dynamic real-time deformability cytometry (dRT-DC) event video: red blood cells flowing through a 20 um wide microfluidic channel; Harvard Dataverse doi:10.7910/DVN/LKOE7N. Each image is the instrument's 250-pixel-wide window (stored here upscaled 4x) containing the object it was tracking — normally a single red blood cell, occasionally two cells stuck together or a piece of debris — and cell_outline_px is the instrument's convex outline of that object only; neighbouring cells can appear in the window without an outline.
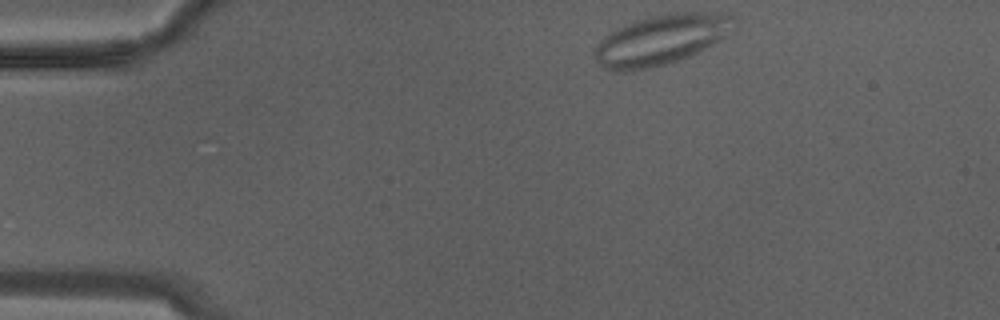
{"species": "Egyptian fruit bat (a non-hibernating species)", "species_latin": "Rousettus aegyptiacus", "temperature_condition": "warm", "stored_images_in_passage": 26, "camera_frame_rate_fps": 3000, "um_per_image_px": 0.085, "animal": {"sex": "male"}, "frame": {"image": 1, "passage_image": 1, "time_ms": 0.0, "image_size_px": [1000, 320], "cell_outline_px": [[736, 28], [728, 36], [688, 56], [664, 64], [632, 72], [616, 72], [604, 68], [596, 60], [596, 44], [604, 36], [616, 28], [636, 20], [648, 16], [676, 12], [700, 12], [732, 16]], "centroid_in_image_um": [56.17, 3.38], "position_along_channel_um": 28.8, "area_um2": 40.46}}
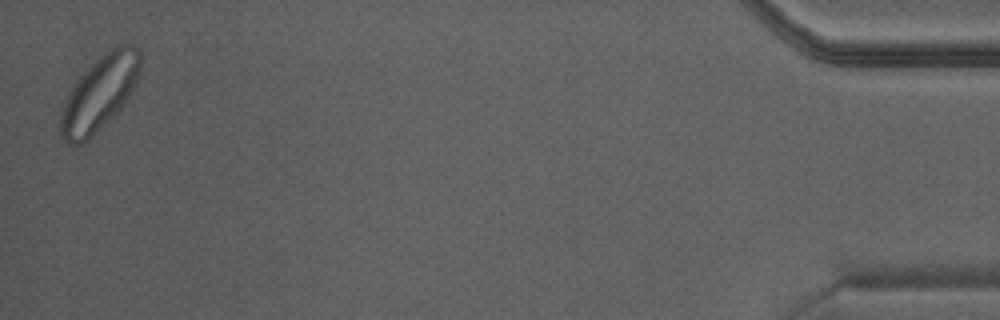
{"frame": {"image": 2, "passage_image": 26, "time_ms": 8.333, "image_size_px": [1000, 320], "cell_outline_px": [[140, 76], [128, 100], [84, 144], [72, 144], [64, 140], [60, 132], [60, 112], [64, 100], [76, 80], [108, 48], [116, 44], [132, 44], [140, 52]], "centroid_in_image_um": [8.47, 7.9], "position_along_channel_um": 426.7, "area_um2": 34.85}}